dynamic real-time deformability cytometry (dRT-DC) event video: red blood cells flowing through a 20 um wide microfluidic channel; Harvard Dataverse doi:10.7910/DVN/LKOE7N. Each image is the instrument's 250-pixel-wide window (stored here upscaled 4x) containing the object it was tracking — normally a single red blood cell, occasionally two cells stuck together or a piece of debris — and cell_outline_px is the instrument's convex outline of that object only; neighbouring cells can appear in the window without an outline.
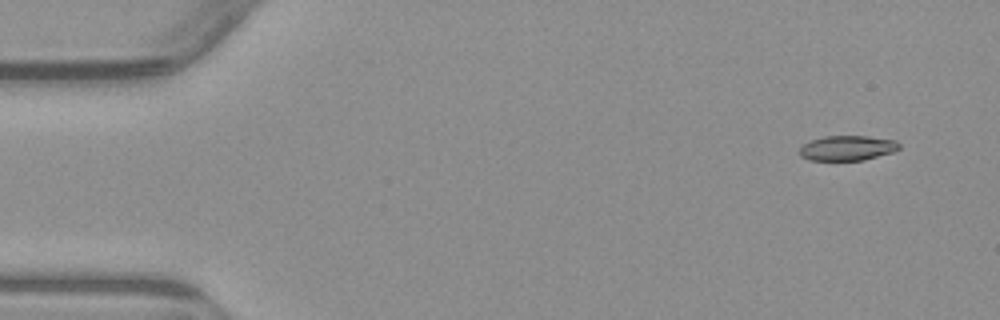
{"species": "common noctule bat (a hibernating species)", "species_latin": "Nyctalus noctula", "temperature_condition": "warm", "stored_images_in_passage": 4, "camera_frame_rate_fps": 3000, "um_per_image_px": 0.085, "animal": {"sex": "male", "body_mass_g": 23.1, "forearm_length_mm": 52.7}, "frame": {"image": 1, "passage_image": 1, "time_ms": 0.0, "image_size_px": [1000, 320], "cell_outline_px": [[900, 148], [892, 152], [864, 160], [808, 160], [800, 156], [800, 148], [804, 144], [812, 140], [824, 136], [868, 136], [896, 140], [900, 144]], "centroid_in_image_um": [72.04, 12.58], "position_along_channel_um": 13.0, "area_um2": 14.45}}
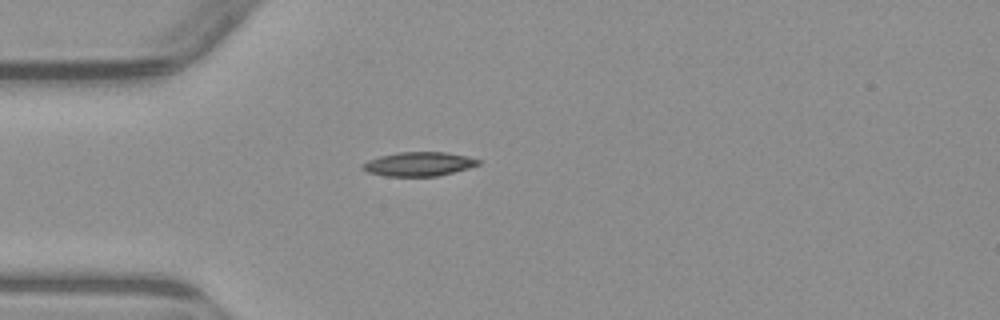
{"frame": {"image": 2, "passage_image": 4, "time_ms": 3.667, "image_size_px": [1000, 320], "cell_outline_px": [[480, 164], [468, 168], [436, 176], [384, 176], [368, 172], [360, 168], [360, 164], [368, 160], [380, 156], [396, 152], [444, 152], [464, 156], [480, 160]], "centroid_in_image_um": [35.52, 13.94], "position_along_channel_um": 49.5, "area_um2": 16.13}}